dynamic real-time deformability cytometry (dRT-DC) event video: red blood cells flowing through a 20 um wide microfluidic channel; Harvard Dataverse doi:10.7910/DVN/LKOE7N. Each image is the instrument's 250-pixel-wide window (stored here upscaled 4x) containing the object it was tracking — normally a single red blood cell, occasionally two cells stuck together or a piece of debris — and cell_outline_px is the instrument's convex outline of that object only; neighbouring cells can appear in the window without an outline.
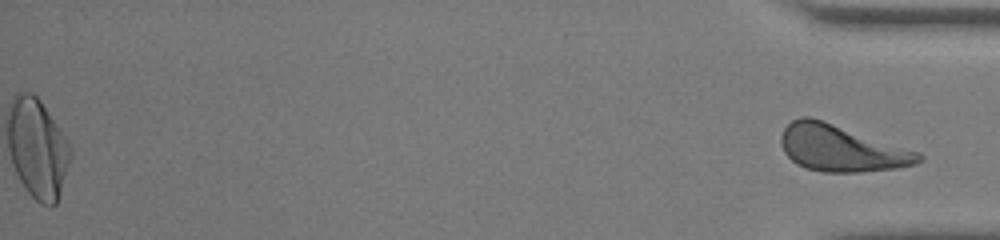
{"species": "human", "species_latin": "Homo sapiens", "temperature_condition": "warm", "stored_images_in_passage": 52, "segment_of_instrument_passage": [2, 2], "camera_frame_rate_fps": 3000, "um_per_image_px": 0.085, "donor": {"sex": "male"}, "frame": {"image": 1, "passage_image": 52, "time_ms": 17.0, "image_size_px": [1000, 240], "cell_outline_px": [[924, 160], [916, 164], [896, 168], [860, 172], [824, 172], [808, 168], [796, 164], [784, 152], [780, 144], [780, 136], [784, 128], [792, 120], [800, 116], [808, 116], [824, 120], [920, 152], [924, 156]], "centroid_in_image_um": [71.51, 12.59], "position_along_channel_um": 363.7, "area_um2": 37.4}}